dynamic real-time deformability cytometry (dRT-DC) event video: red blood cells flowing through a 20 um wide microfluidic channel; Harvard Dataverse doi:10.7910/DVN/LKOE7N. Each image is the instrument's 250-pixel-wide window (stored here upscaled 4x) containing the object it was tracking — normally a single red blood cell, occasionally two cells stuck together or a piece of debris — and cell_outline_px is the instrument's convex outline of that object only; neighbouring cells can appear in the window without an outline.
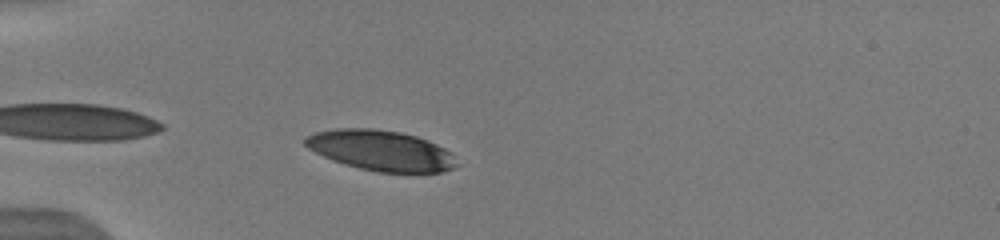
{"species": "human", "species_latin": "Homo sapiens", "temperature_condition": "warm", "stored_images_in_passage": 15, "camera_frame_rate_fps": 3000, "um_per_image_px": 0.085, "donor": {"sex": "male"}, "frame": {"image": 1, "passage_image": 7, "time_ms": 2.667, "image_size_px": [1000, 240], "cell_outline_px": [[456, 164], [452, 168], [440, 172], [380, 172], [360, 168], [344, 164], [332, 160], [308, 148], [304, 144], [304, 136], [312, 132], [336, 128], [372, 128], [400, 132], [416, 136], [428, 140], [452, 152]], "centroid_in_image_um": [32.33, 12.77], "position_along_channel_um": 52.7, "area_um2": 35.6}}